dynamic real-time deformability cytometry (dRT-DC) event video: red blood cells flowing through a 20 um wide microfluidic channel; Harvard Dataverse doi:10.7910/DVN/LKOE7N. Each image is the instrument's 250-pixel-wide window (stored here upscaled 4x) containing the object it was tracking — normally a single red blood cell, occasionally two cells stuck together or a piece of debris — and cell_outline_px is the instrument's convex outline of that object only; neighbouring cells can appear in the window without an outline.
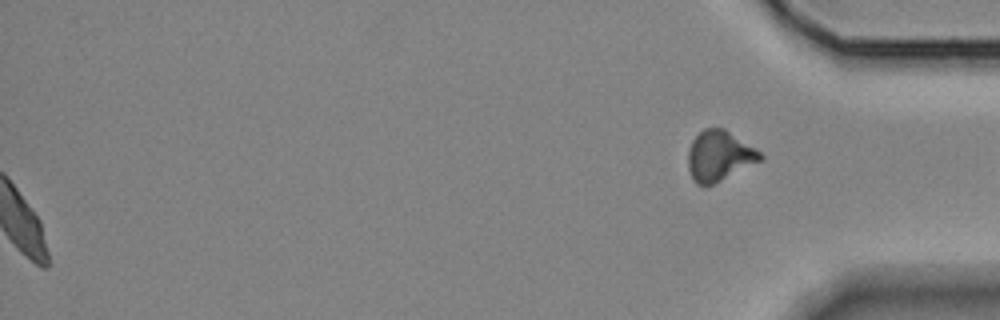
{"species": "Egyptian fruit bat (a non-hibernating species)", "species_latin": "Rousettus aegyptiacus", "temperature_condition": "room temperature", "stored_images_in_passage": 12, "segment_of_instrument_passage": [2, 2], "camera_frame_rate_fps": 3000, "um_per_image_px": 0.085, "animal": {"sex": "female"}, "frame": {"image": 1, "passage_image": 12, "time_ms": 14.333, "image_size_px": [1000, 320], "cell_outline_px": [[764, 160], [712, 184], [696, 184], [692, 180], [688, 168], [688, 148], [692, 140], [704, 128], [724, 128], [756, 148], [764, 156]], "centroid_in_image_um": [61.15, 13.24], "position_along_channel_um": 374.1, "area_um2": 21.21}}